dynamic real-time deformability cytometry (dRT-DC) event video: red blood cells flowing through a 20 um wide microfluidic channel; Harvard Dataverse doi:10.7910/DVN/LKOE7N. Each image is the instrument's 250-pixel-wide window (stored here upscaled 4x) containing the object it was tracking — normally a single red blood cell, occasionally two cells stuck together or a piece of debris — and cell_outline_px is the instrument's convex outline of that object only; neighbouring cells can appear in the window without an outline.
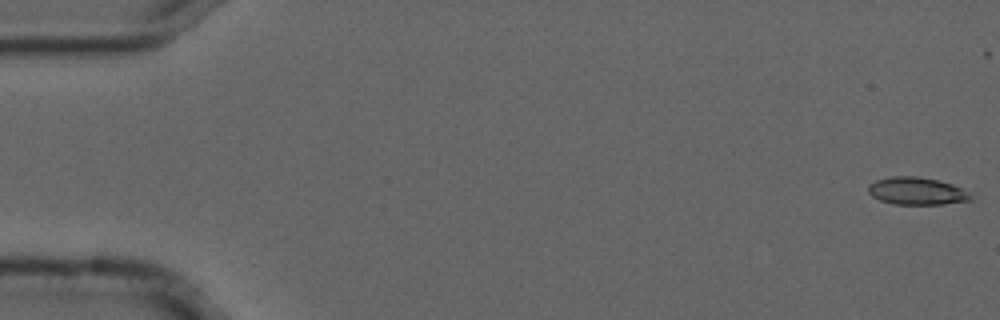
{"species": "common noctule bat (a hibernating species)", "species_latin": "Nyctalus noctula", "temperature_condition": "cold", "stored_images_in_passage": 9, "camera_frame_rate_fps": 3000, "um_per_image_px": 0.085, "animal": {"sex": "male", "forearm_length_mm": 52.5}, "frame": {"image": 1, "passage_image": 1, "time_ms": 0.0, "image_size_px": [1000, 320], "cell_outline_px": [[972, 200], [944, 204], [892, 204], [880, 200], [872, 196], [868, 192], [868, 184], [876, 180], [892, 176], [916, 176], [936, 180], [952, 184], [960, 188], [972, 196]], "centroid_in_image_um": [77.88, 16.24], "position_along_channel_um": 7.1, "area_um2": 16.3}}